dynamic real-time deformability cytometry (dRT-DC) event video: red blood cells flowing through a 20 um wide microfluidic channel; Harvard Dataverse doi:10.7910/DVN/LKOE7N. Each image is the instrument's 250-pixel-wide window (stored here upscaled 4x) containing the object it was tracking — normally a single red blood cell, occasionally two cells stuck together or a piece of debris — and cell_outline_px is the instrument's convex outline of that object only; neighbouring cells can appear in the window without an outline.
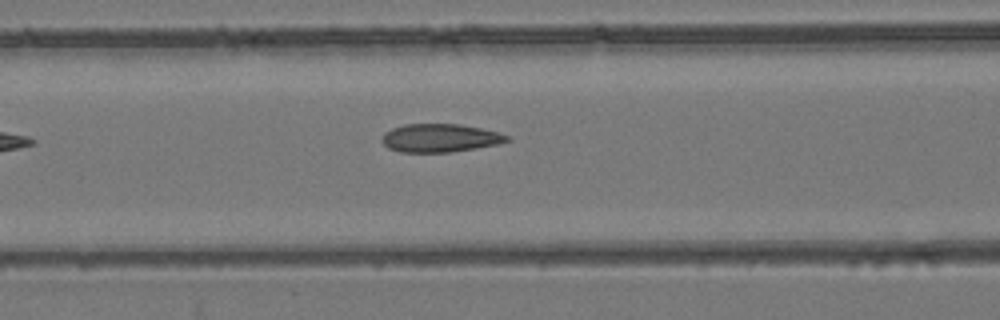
{"species": "common noctule bat (a hibernating species)", "species_latin": "Nyctalus noctula", "temperature_condition": "room temperature", "stored_images_in_passage": 7, "camera_frame_rate_fps": 3000, "um_per_image_px": 0.085, "animal": {"sex": "female", "body_mass_g": 24.6, "forearm_length_mm": 56.2}, "frame": {"image": 1, "passage_image": 7, "time_ms": 7.0, "image_size_px": [1000, 320], "cell_outline_px": [[512, 140], [496, 144], [476, 148], [452, 152], [400, 152], [388, 148], [380, 140], [384, 132], [392, 128], [404, 124], [460, 124], [500, 132], [508, 136]], "centroid_in_image_um": [37.38, 11.73], "position_along_channel_um": 129.2, "area_um2": 20.69}}